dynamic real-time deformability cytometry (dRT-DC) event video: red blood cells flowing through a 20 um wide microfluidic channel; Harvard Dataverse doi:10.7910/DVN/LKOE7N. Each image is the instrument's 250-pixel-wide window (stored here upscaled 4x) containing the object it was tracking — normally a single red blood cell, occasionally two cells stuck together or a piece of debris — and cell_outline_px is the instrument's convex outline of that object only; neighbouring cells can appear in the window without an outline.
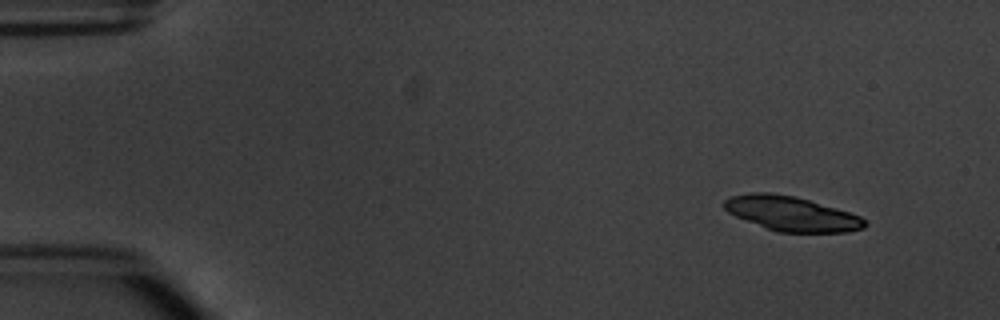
{"species": "common noctule bat (a hibernating species)", "species_latin": "Nyctalus noctula", "temperature_condition": "warm", "stored_images_in_passage": 5, "camera_frame_rate_fps": 3000, "um_per_image_px": 0.085, "animal": {"sex": "male", "body_mass_g": 20.1, "forearm_length_mm": 53.5}, "frame": {"image": 1, "passage_image": 1, "time_ms": 0.0, "image_size_px": [1000, 320], "cell_outline_px": [[868, 224], [864, 228], [848, 232], [776, 232], [736, 216], [728, 212], [720, 204], [724, 200], [732, 196], [748, 192], [772, 192], [796, 196], [836, 208], [860, 216]], "centroid_in_image_um": [67.25, 18.15], "position_along_channel_um": 17.8, "area_um2": 28.44}}